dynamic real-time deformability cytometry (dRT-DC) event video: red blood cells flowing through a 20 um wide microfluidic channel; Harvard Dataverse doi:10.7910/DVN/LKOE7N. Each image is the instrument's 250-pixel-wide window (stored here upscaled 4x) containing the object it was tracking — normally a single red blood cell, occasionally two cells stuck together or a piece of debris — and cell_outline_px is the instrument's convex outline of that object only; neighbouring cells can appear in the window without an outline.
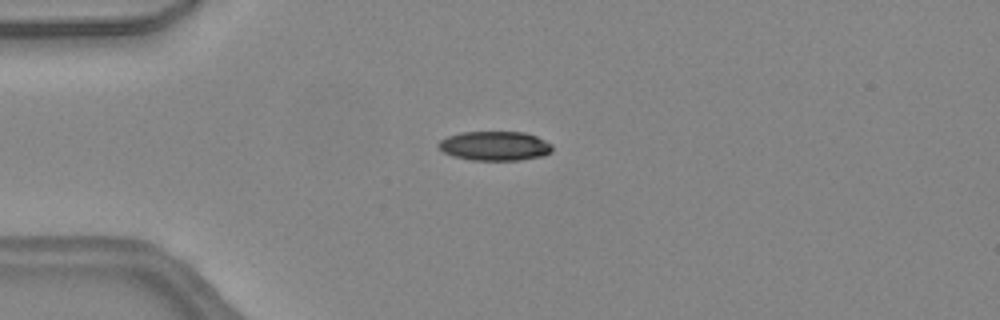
{"species": "common noctule bat (a hibernating species)", "species_latin": "Nyctalus noctula", "temperature_condition": "warm", "stored_images_in_passage": 35, "camera_frame_rate_fps": 3000, "um_per_image_px": 0.085, "animal": {"sex": "female", "body_mass_g": 24.6, "forearm_length_mm": 56.2}, "frame": {"image": 1, "passage_image": 1, "time_ms": 0.0, "image_size_px": [1000, 320], "cell_outline_px": [[552, 152], [544, 156], [520, 160], [472, 160], [452, 156], [444, 152], [436, 144], [440, 140], [448, 136], [460, 132], [524, 132], [536, 136], [552, 144]], "centroid_in_image_um": [42.07, 12.4], "position_along_channel_um": 42.9, "area_um2": 19.54}}
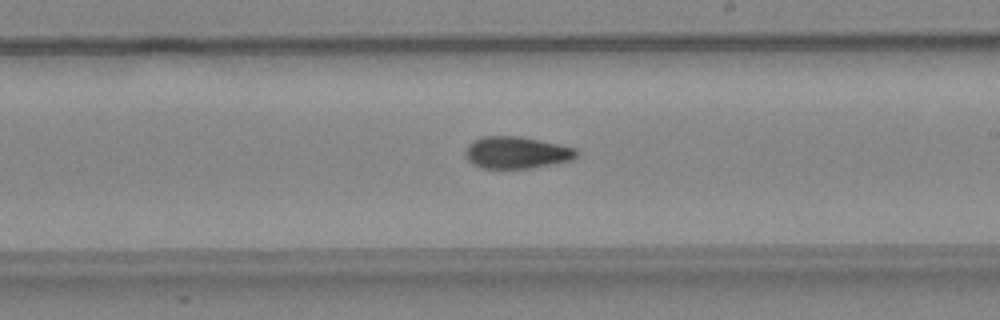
{"frame": {"image": 2, "passage_image": 16, "time_ms": 5.0, "image_size_px": [1000, 320], "cell_outline_px": [[576, 156], [572, 160], [532, 168], [480, 168], [472, 164], [468, 160], [464, 152], [468, 144], [472, 140], [480, 136], [520, 136], [576, 148]], "centroid_in_image_um": [43.85, 12.96], "position_along_channel_um": 245.2, "area_um2": 20.75}}
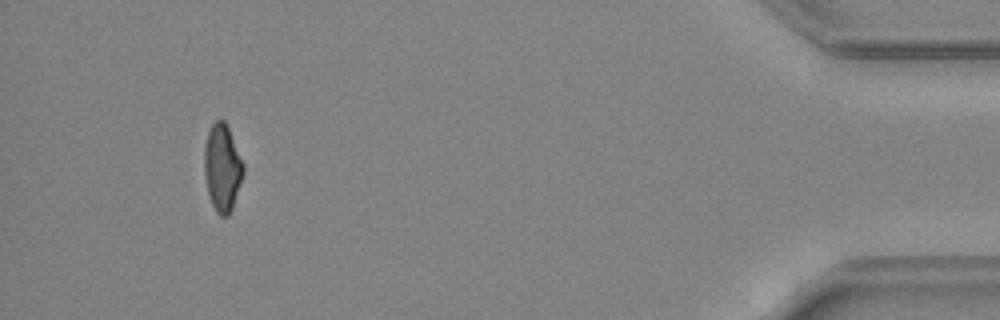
{"frame": {"image": 3, "passage_image": 32, "time_ms": 10.333, "image_size_px": [1000, 320], "cell_outline_px": [[244, 172], [232, 208], [228, 216], [220, 216], [216, 212], [212, 204], [208, 192], [204, 176], [204, 148], [208, 132], [212, 124], [216, 120], [224, 120], [228, 128], [244, 164]], "centroid_in_image_um": [18.88, 14.27], "position_along_channel_um": 416.3, "area_um2": 19.65}, "authors_computed_cell_mechanics": {"area_um2": 20.7502, "velocity_mm_per_s": 4.5362, "shape_relaxation_time_tau1_ms": 6.6527, "shape_relaxation_time_tau2_ms": 2.7527, "deformation_change_tau1": 0.1872, "deformation_change_tau2": 0.1013}}